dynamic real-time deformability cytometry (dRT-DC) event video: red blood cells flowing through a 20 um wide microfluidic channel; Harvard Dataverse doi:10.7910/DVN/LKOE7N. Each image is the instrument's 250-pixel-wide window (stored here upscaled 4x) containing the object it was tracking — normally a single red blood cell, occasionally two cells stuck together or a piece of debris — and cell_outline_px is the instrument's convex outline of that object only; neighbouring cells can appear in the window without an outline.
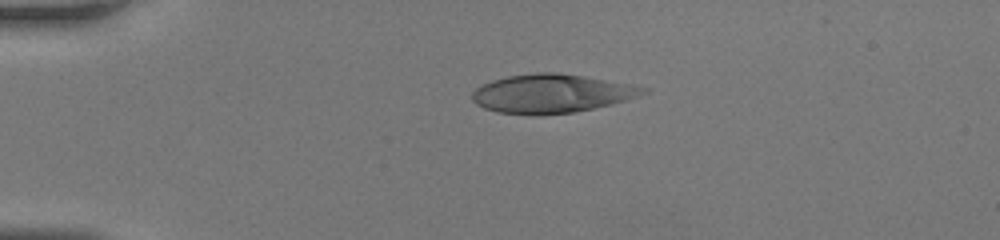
{"species": "human", "species_latin": "Homo sapiens", "temperature_condition": "room temperature", "stored_images_in_passage": 35, "camera_frame_rate_fps": 3000, "um_per_image_px": 0.085, "donor": {"sex": "female"}, "frame": {"image": 1, "passage_image": 1, "time_ms": 0.0, "image_size_px": [1000, 240], "cell_outline_px": [[652, 88], [648, 92], [624, 100], [576, 112], [540, 116], [532, 116], [496, 112], [484, 108], [476, 104], [472, 100], [472, 92], [476, 88], [492, 80], [508, 76], [536, 72], [556, 72]], "centroid_in_image_um": [46.82, 7.97], "position_along_channel_um": 38.2, "area_um2": 38.44}}
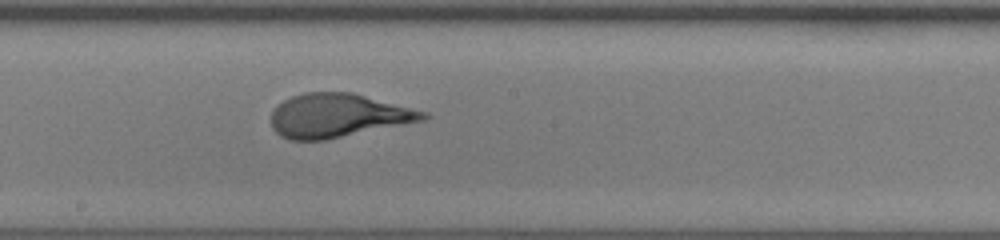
{"frame": {"image": 2, "passage_image": 16, "time_ms": 5.0, "image_size_px": [1000, 240], "cell_outline_px": [[432, 116], [424, 120], [324, 140], [288, 140], [280, 136], [272, 128], [272, 112], [284, 100], [292, 96], [304, 92], [352, 92], [428, 112]], "centroid_in_image_um": [28.73, 9.82], "position_along_channel_um": 219.5, "area_um2": 38.55}}
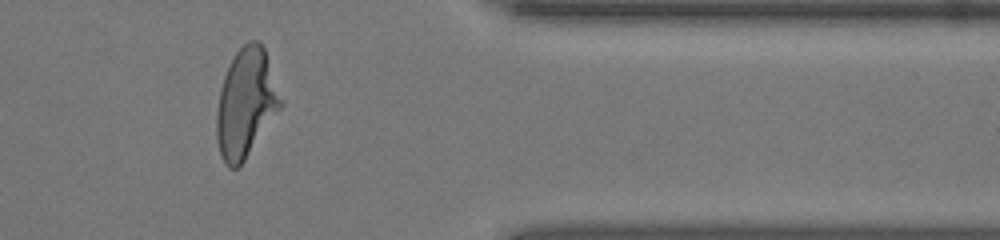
{"frame": {"image": 3, "passage_image": 28, "time_ms": 9.0, "image_size_px": [1000, 240], "cell_outline_px": [[284, 104], [244, 160], [236, 168], [228, 168], [224, 164], [220, 156], [216, 140], [216, 112], [220, 88], [224, 76], [236, 52], [248, 40], [256, 40], [264, 48], [284, 100]], "centroid_in_image_um": [20.9, 8.78], "position_along_channel_um": 390.5, "area_um2": 40.69}}